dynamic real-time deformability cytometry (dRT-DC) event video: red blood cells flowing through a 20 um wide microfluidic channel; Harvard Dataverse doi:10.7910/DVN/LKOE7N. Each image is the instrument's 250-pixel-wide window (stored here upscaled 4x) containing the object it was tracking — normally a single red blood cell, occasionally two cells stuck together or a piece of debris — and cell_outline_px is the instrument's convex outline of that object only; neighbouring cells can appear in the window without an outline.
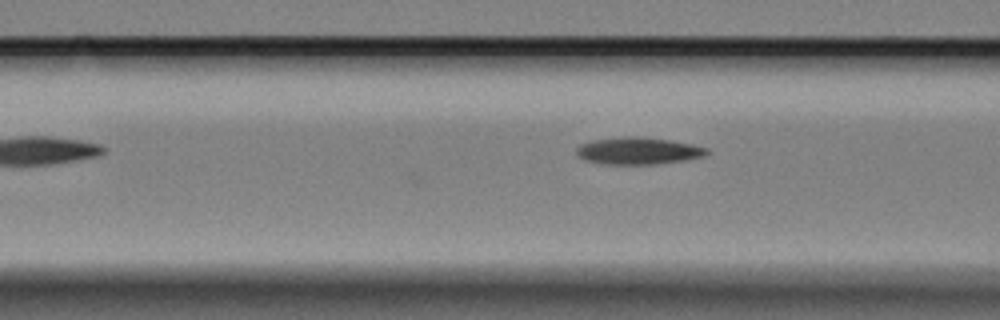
{"species": "Egyptian fruit bat (a non-hibernating species)", "species_latin": "Rousettus aegyptiacus", "temperature_condition": "cold", "stored_images_in_passage": 6, "camera_frame_rate_fps": 3000, "um_per_image_px": 0.085, "animal": {"sex": "female"}, "frame": {"image": 1, "passage_image": 4, "time_ms": 1.0, "image_size_px": [1000, 320], "cell_outline_px": [[708, 152], [704, 156], [684, 160], [656, 164], [600, 164], [584, 160], [576, 152], [576, 148], [580, 144], [592, 140], [624, 136], [636, 136], [668, 140], [692, 144], [708, 148]], "centroid_in_image_um": [54.21, 12.82], "position_along_channel_um": 112.4, "area_um2": 20.52}}